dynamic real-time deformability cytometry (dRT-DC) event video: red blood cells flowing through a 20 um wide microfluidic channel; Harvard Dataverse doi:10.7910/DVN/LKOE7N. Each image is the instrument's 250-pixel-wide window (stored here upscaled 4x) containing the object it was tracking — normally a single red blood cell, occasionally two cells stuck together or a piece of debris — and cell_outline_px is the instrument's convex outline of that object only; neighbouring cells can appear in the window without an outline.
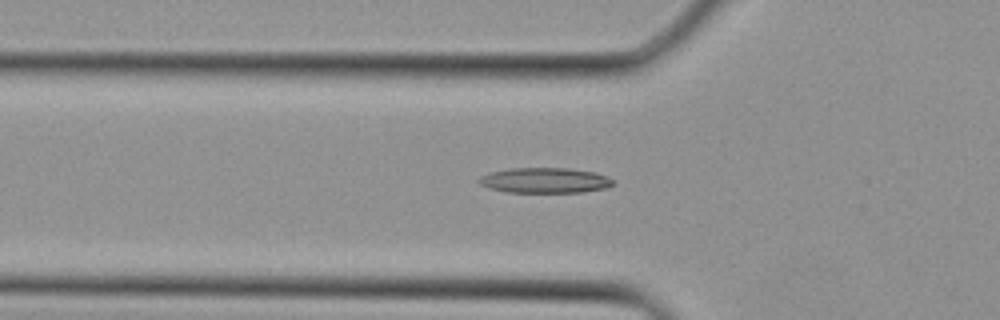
{"species": "Egyptian fruit bat (a non-hibernating species)", "species_latin": "Rousettus aegyptiacus", "temperature_condition": "cold", "stored_images_in_passage": 35, "camera_frame_rate_fps": 3000, "um_per_image_px": 0.085, "animal": {"sex": "female"}, "frame": {"image": 1, "passage_image": 12, "time_ms": 3.667, "image_size_px": [1000, 320], "cell_outline_px": [[616, 184], [608, 188], [580, 192], [508, 192], [488, 188], [480, 184], [476, 180], [480, 176], [488, 172], [512, 168], [568, 168], [596, 172], [608, 176]], "centroid_in_image_um": [46.32, 15.33], "position_along_channel_um": 79.5, "area_um2": 20.0}}
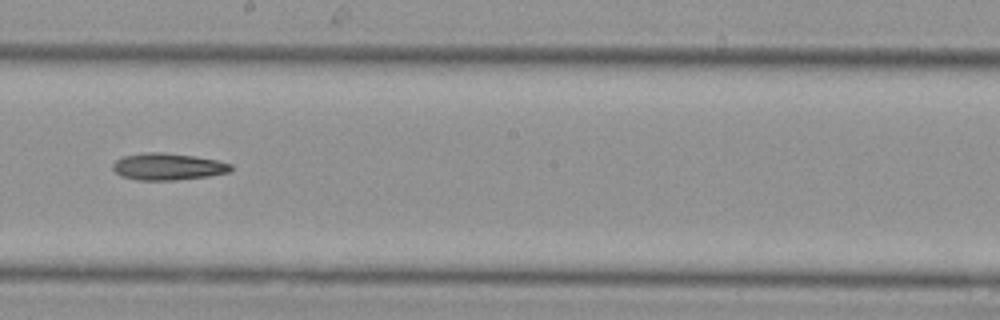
{"frame": {"image": 2, "passage_image": 20, "time_ms": 6.333, "image_size_px": [1000, 320], "cell_outline_px": [[232, 168], [228, 172], [208, 176], [176, 180], [136, 180], [120, 176], [112, 168], [112, 164], [120, 156], [144, 152], [164, 152], [192, 156], [216, 160], [232, 164]], "centroid_in_image_um": [14.2, 14.16], "position_along_channel_um": 234.0, "area_um2": 18.55}}
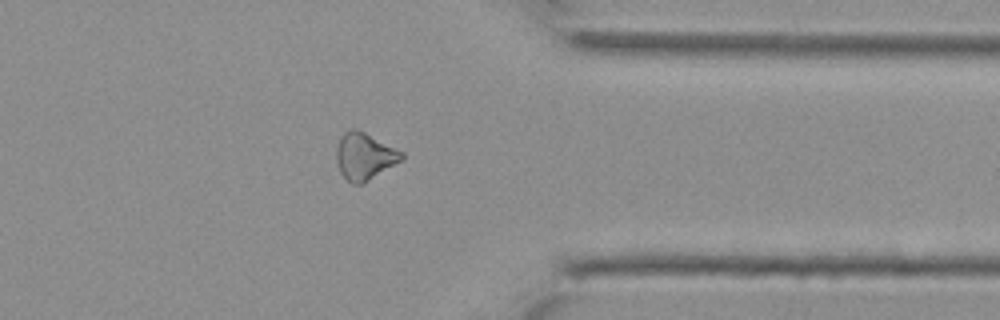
{"frame": {"image": 3, "passage_image": 28, "time_ms": 9.0, "image_size_px": [1000, 320], "cell_outline_px": [[404, 156], [400, 160], [364, 184], [352, 184], [340, 172], [336, 160], [336, 148], [340, 136], [344, 132], [352, 128], [356, 128], [404, 152]], "centroid_in_image_um": [30.95, 13.27], "position_along_channel_um": 380.4, "area_um2": 17.74}}